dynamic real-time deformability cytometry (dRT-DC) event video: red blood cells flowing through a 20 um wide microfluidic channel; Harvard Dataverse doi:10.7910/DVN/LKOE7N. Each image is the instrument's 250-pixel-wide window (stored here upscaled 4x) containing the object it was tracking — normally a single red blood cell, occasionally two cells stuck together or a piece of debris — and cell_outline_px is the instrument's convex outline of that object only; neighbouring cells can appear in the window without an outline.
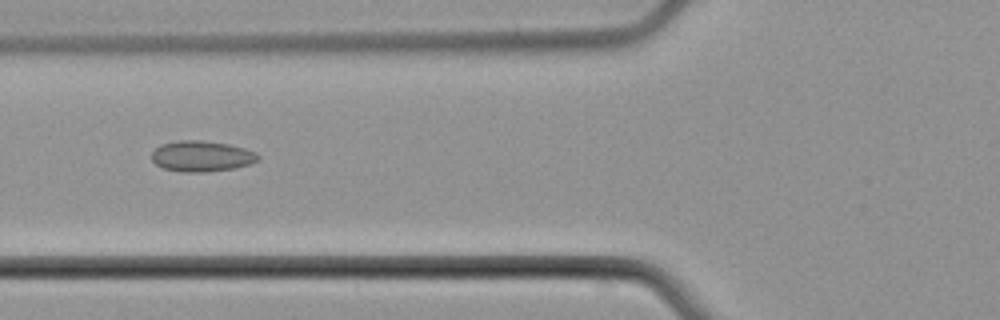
{"species": "common noctule bat (a hibernating species)", "species_latin": "Nyctalus noctula", "temperature_condition": "cold", "stored_images_in_passage": 7, "camera_frame_rate_fps": 3000, "um_per_image_px": 0.085, "animal": {"sex": "male", "body_mass_g": 21.5, "forearm_length_mm": 52.0}, "frame": {"image": 1, "passage_image": 5, "time_ms": 5.0, "image_size_px": [1000, 320], "cell_outline_px": [[260, 160], [248, 164], [232, 168], [208, 172], [180, 172], [164, 168], [156, 164], [152, 160], [152, 152], [160, 144], [180, 140], [200, 140], [228, 144], [244, 148], [256, 152], [260, 156]], "centroid_in_image_um": [17.14, 13.27], "position_along_channel_um": 108.7, "area_um2": 19.07}}
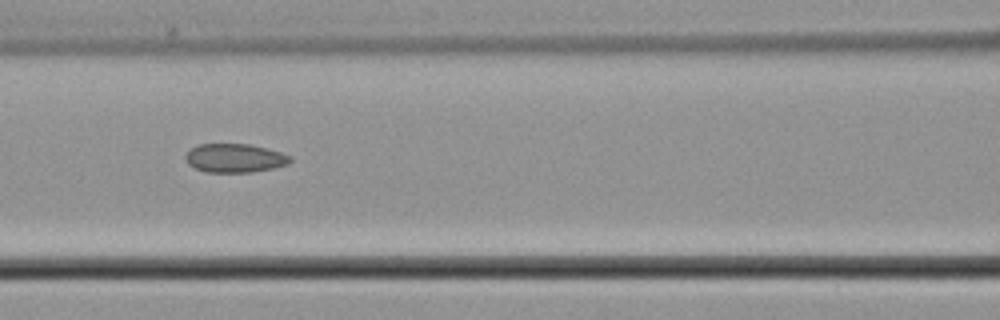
{"frame": {"image": 2, "passage_image": 6, "time_ms": 6.0, "image_size_px": [1000, 320], "cell_outline_px": [[292, 160], [288, 164], [272, 168], [252, 172], [204, 172], [188, 164], [184, 156], [192, 148], [200, 144], [248, 144], [280, 152], [292, 156]], "centroid_in_image_um": [19.95, 13.44], "position_along_channel_um": 146.6, "area_um2": 17.4}}
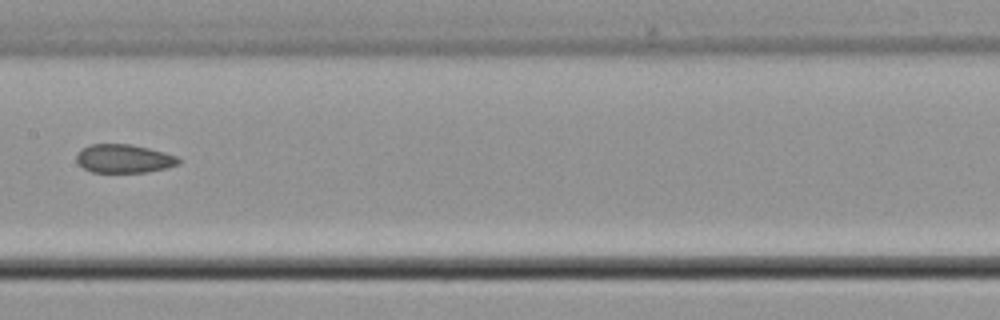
{"frame": {"image": 3, "passage_image": 7, "time_ms": 7.333, "image_size_px": [1000, 320], "cell_outline_px": [[180, 164], [148, 172], [92, 172], [84, 168], [76, 160], [76, 152], [80, 148], [88, 144], [132, 144], [164, 152], [176, 156], [180, 160]], "centroid_in_image_um": [10.49, 13.47], "position_along_channel_um": 196.9, "area_um2": 17.05}}